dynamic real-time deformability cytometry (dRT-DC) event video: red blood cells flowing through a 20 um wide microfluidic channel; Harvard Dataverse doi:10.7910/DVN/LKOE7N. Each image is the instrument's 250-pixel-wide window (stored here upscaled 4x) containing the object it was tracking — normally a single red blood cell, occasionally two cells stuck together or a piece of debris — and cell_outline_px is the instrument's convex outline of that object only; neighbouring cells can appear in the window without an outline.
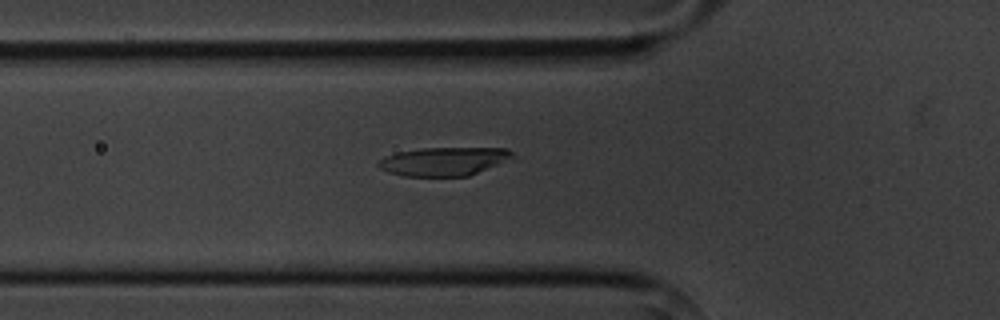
{"species": "common noctule bat (a hibernating species)", "species_latin": "Nyctalus noctula", "temperature_condition": "cold", "stored_images_in_passage": 3, "camera_frame_rate_fps": 3000, "um_per_image_px": 0.085, "animal": {"sex": "male", "body_mass_g": 20.1, "forearm_length_mm": 53.5}, "frame": {"image": 1, "passage_image": 3, "time_ms": 2.333, "image_size_px": [1000, 320], "cell_outline_px": [[516, 156], [468, 176], [404, 176], [388, 172], [380, 168], [376, 164], [384, 156], [400, 152], [420, 148], [508, 148]], "centroid_in_image_um": [37.7, 13.71], "position_along_channel_um": 88.1, "area_um2": 22.08}}